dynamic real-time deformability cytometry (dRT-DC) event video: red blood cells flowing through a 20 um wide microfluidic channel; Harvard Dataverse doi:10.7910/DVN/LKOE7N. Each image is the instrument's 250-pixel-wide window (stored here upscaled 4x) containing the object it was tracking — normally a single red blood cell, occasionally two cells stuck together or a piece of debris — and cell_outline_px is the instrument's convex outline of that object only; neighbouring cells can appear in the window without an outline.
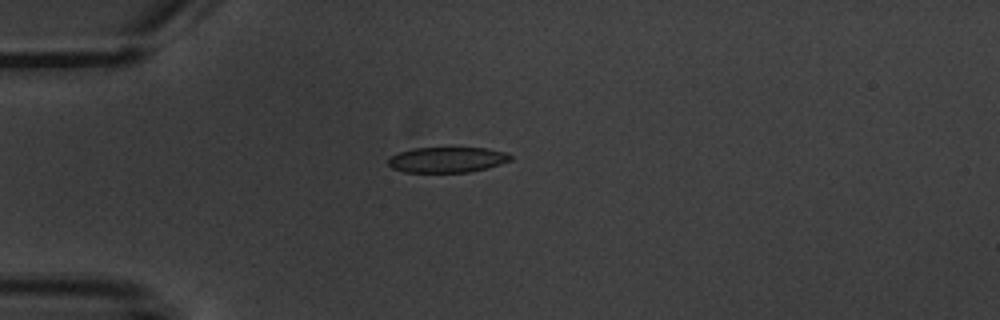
{"species": "common noctule bat (a hibernating species)", "species_latin": "Nyctalus noctula", "temperature_condition": "warm", "stored_images_in_passage": 5, "camera_frame_rate_fps": 3000, "um_per_image_px": 0.085, "animal": {"sex": "male", "body_mass_g": 20.1, "forearm_length_mm": 53.5}, "frame": {"image": 1, "passage_image": 4, "time_ms": 4.667, "image_size_px": [1000, 320], "cell_outline_px": [[512, 160], [488, 168], [468, 172], [404, 172], [392, 168], [388, 164], [388, 160], [392, 156], [400, 152], [412, 148], [488, 148], [504, 152], [512, 156]], "centroid_in_image_um": [38.02, 13.58], "position_along_channel_um": 47.0, "area_um2": 18.09}}